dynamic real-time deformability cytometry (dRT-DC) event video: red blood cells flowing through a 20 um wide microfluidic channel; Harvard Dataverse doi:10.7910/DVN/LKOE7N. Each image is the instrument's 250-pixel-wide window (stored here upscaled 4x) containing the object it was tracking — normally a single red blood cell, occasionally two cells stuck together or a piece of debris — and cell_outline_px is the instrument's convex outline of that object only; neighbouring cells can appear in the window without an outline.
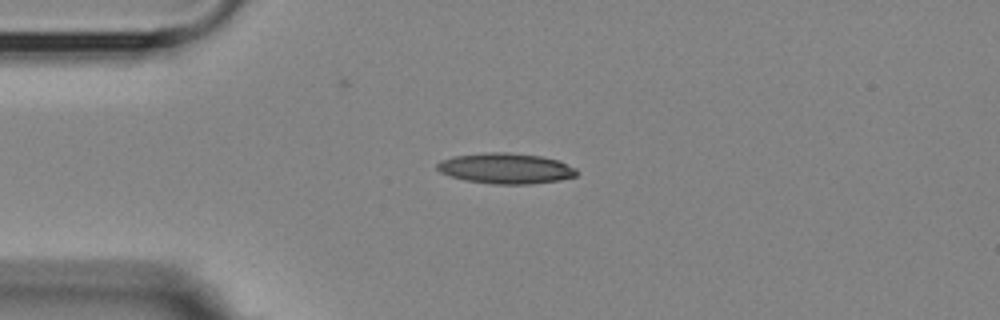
{"species": "Egyptian fruit bat (a non-hibernating species)", "species_latin": "Rousettus aegyptiacus", "temperature_condition": "room temperature", "stored_images_in_passage": 14, "camera_frame_rate_fps": 3000, "um_per_image_px": 0.085, "animal": {"sex": "female"}, "frame": {"image": 1, "passage_image": 3, "time_ms": 3.333, "image_size_px": [1000, 320], "cell_outline_px": [[576, 176], [560, 180], [532, 184], [492, 184], [464, 180], [448, 176], [440, 172], [436, 168], [436, 164], [440, 160], [452, 156], [488, 152], [508, 152], [540, 156], [560, 160], [576, 168]], "centroid_in_image_um": [42.96, 14.31], "position_along_channel_um": 42.0, "area_um2": 25.14}}
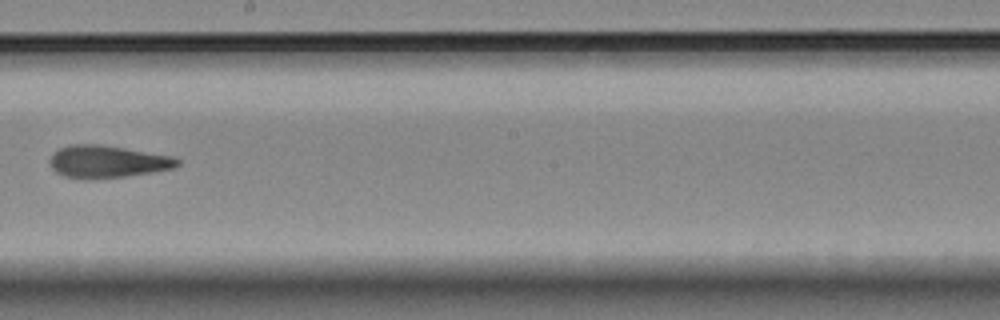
{"frame": {"image": 2, "passage_image": 8, "time_ms": 9.333, "image_size_px": [1000, 320], "cell_outline_px": [[180, 164], [172, 168], [152, 172], [124, 176], [92, 180], [84, 180], [64, 176], [56, 172], [48, 164], [48, 160], [52, 152], [68, 144], [100, 144], [172, 156], [180, 160]], "centroid_in_image_um": [9.05, 13.74], "position_along_channel_um": 239.2, "area_um2": 24.33}}
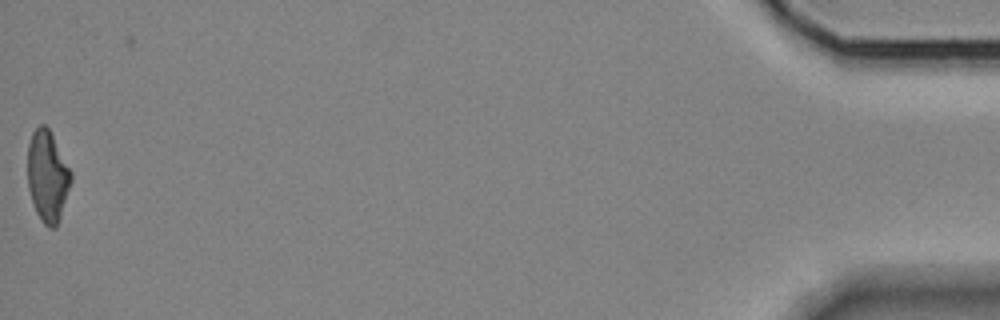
{"frame": {"image": 3, "passage_image": 14, "time_ms": 17.333, "image_size_px": [1000, 320], "cell_outline_px": [[72, 180], [56, 228], [48, 228], [44, 224], [36, 212], [28, 188], [28, 144], [32, 132], [40, 124], [44, 124], [48, 128], [72, 172]], "centroid_in_image_um": [4.03, 14.98], "position_along_channel_um": 431.2, "area_um2": 22.83}, "authors_computed_cell_mechanics": {"area_um2": 24.0159, "velocity_mm_per_s": 3.6255, "shape_relaxation_time_tau1_ms": 4.8224, "shape_relaxation_time_tau2_ms": 3.8497, "deformation_change_tau1": 0.1517, "deformation_change_tau2": 0.1095}}